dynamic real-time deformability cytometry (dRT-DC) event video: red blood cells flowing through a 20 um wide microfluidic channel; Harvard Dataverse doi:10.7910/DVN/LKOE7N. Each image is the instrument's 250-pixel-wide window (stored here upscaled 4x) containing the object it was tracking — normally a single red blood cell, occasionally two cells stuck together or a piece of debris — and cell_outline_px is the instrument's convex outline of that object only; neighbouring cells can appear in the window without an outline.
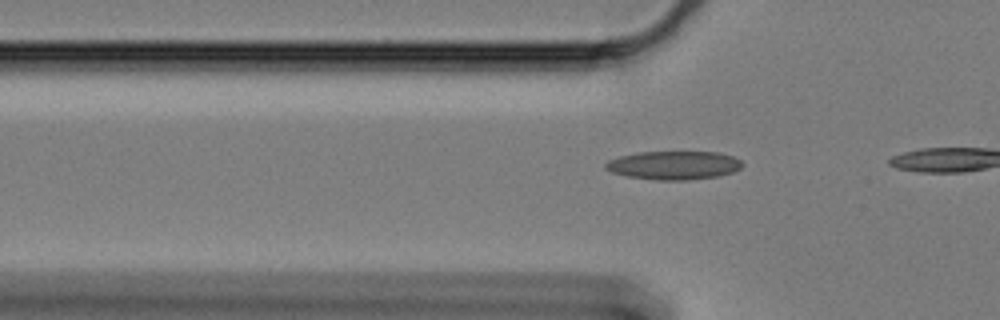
{"species": "Egyptian fruit bat (a non-hibernating species)", "species_latin": "Rousettus aegyptiacus", "temperature_condition": "cold", "stored_images_in_passage": 7, "camera_frame_rate_fps": 3000, "um_per_image_px": 0.085, "animal": {"sex": "female"}, "frame": {"image": 1, "passage_image": 4, "time_ms": 1.0, "image_size_px": [1000, 320], "cell_outline_px": [[744, 164], [740, 168], [732, 172], [716, 176], [684, 180], [660, 180], [628, 176], [612, 172], [604, 168], [604, 164], [608, 160], [620, 156], [636, 152], [720, 152], [732, 156], [740, 160]], "centroid_in_image_um": [57.26, 14.03], "position_along_channel_um": 68.5, "area_um2": 22.6}}